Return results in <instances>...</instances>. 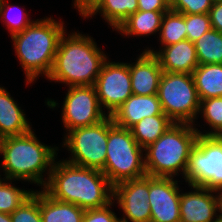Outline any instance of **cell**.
I'll list each match as a JSON object with an SVG mask.
<instances>
[{"label": "cell", "instance_id": "cell-1", "mask_svg": "<svg viewBox=\"0 0 222 222\" xmlns=\"http://www.w3.org/2000/svg\"><path fill=\"white\" fill-rule=\"evenodd\" d=\"M43 190L53 199L84 210L101 208L113 201V185L100 170L64 159L55 160Z\"/></svg>", "mask_w": 222, "mask_h": 222}, {"label": "cell", "instance_id": "cell-2", "mask_svg": "<svg viewBox=\"0 0 222 222\" xmlns=\"http://www.w3.org/2000/svg\"><path fill=\"white\" fill-rule=\"evenodd\" d=\"M34 131L0 139L1 168L5 179L34 183L43 189L60 149L41 143Z\"/></svg>", "mask_w": 222, "mask_h": 222}, {"label": "cell", "instance_id": "cell-3", "mask_svg": "<svg viewBox=\"0 0 222 222\" xmlns=\"http://www.w3.org/2000/svg\"><path fill=\"white\" fill-rule=\"evenodd\" d=\"M94 40L82 32L68 34L65 31L60 38L47 79L68 87L94 85L104 61L108 58Z\"/></svg>", "mask_w": 222, "mask_h": 222}, {"label": "cell", "instance_id": "cell-4", "mask_svg": "<svg viewBox=\"0 0 222 222\" xmlns=\"http://www.w3.org/2000/svg\"><path fill=\"white\" fill-rule=\"evenodd\" d=\"M64 24L52 16L35 19L22 32L11 36L14 52L26 75V85L50 74L60 38L67 31Z\"/></svg>", "mask_w": 222, "mask_h": 222}, {"label": "cell", "instance_id": "cell-5", "mask_svg": "<svg viewBox=\"0 0 222 222\" xmlns=\"http://www.w3.org/2000/svg\"><path fill=\"white\" fill-rule=\"evenodd\" d=\"M198 135L193 124L174 123L155 142L144 148L147 175L175 178L181 174L184 178Z\"/></svg>", "mask_w": 222, "mask_h": 222}, {"label": "cell", "instance_id": "cell-6", "mask_svg": "<svg viewBox=\"0 0 222 222\" xmlns=\"http://www.w3.org/2000/svg\"><path fill=\"white\" fill-rule=\"evenodd\" d=\"M143 152L144 148L134 139L131 130L114 124L108 116L107 155L101 172L113 186L147 175Z\"/></svg>", "mask_w": 222, "mask_h": 222}, {"label": "cell", "instance_id": "cell-7", "mask_svg": "<svg viewBox=\"0 0 222 222\" xmlns=\"http://www.w3.org/2000/svg\"><path fill=\"white\" fill-rule=\"evenodd\" d=\"M157 95L162 111L174 123L198 120L200 99L191 74L163 72Z\"/></svg>", "mask_w": 222, "mask_h": 222}, {"label": "cell", "instance_id": "cell-8", "mask_svg": "<svg viewBox=\"0 0 222 222\" xmlns=\"http://www.w3.org/2000/svg\"><path fill=\"white\" fill-rule=\"evenodd\" d=\"M184 180L187 185L222 190V136L198 135Z\"/></svg>", "mask_w": 222, "mask_h": 222}, {"label": "cell", "instance_id": "cell-9", "mask_svg": "<svg viewBox=\"0 0 222 222\" xmlns=\"http://www.w3.org/2000/svg\"><path fill=\"white\" fill-rule=\"evenodd\" d=\"M62 148L71 153L66 161L102 171L105 166L108 140V116L101 122L78 127L65 133Z\"/></svg>", "mask_w": 222, "mask_h": 222}, {"label": "cell", "instance_id": "cell-10", "mask_svg": "<svg viewBox=\"0 0 222 222\" xmlns=\"http://www.w3.org/2000/svg\"><path fill=\"white\" fill-rule=\"evenodd\" d=\"M105 112L93 85L70 86L63 101L61 120L68 132L101 122L108 116Z\"/></svg>", "mask_w": 222, "mask_h": 222}, {"label": "cell", "instance_id": "cell-11", "mask_svg": "<svg viewBox=\"0 0 222 222\" xmlns=\"http://www.w3.org/2000/svg\"><path fill=\"white\" fill-rule=\"evenodd\" d=\"M93 86L102 109L111 116L133 94L129 63L107 58Z\"/></svg>", "mask_w": 222, "mask_h": 222}, {"label": "cell", "instance_id": "cell-12", "mask_svg": "<svg viewBox=\"0 0 222 222\" xmlns=\"http://www.w3.org/2000/svg\"><path fill=\"white\" fill-rule=\"evenodd\" d=\"M149 175L113 186V201L123 212L121 222H150Z\"/></svg>", "mask_w": 222, "mask_h": 222}, {"label": "cell", "instance_id": "cell-13", "mask_svg": "<svg viewBox=\"0 0 222 222\" xmlns=\"http://www.w3.org/2000/svg\"><path fill=\"white\" fill-rule=\"evenodd\" d=\"M178 182L175 178L149 176L150 222H180Z\"/></svg>", "mask_w": 222, "mask_h": 222}, {"label": "cell", "instance_id": "cell-14", "mask_svg": "<svg viewBox=\"0 0 222 222\" xmlns=\"http://www.w3.org/2000/svg\"><path fill=\"white\" fill-rule=\"evenodd\" d=\"M189 187L193 189L191 192L181 190L180 222H215L221 216L219 193L204 187Z\"/></svg>", "mask_w": 222, "mask_h": 222}, {"label": "cell", "instance_id": "cell-15", "mask_svg": "<svg viewBox=\"0 0 222 222\" xmlns=\"http://www.w3.org/2000/svg\"><path fill=\"white\" fill-rule=\"evenodd\" d=\"M154 54L163 72L191 74L199 66L195 45L189 40H183L176 44L164 46L157 51L151 47L144 49Z\"/></svg>", "mask_w": 222, "mask_h": 222}, {"label": "cell", "instance_id": "cell-16", "mask_svg": "<svg viewBox=\"0 0 222 222\" xmlns=\"http://www.w3.org/2000/svg\"><path fill=\"white\" fill-rule=\"evenodd\" d=\"M137 56L136 62L129 63L132 93L145 96L158 94L163 74L158 58L146 50Z\"/></svg>", "mask_w": 222, "mask_h": 222}, {"label": "cell", "instance_id": "cell-17", "mask_svg": "<svg viewBox=\"0 0 222 222\" xmlns=\"http://www.w3.org/2000/svg\"><path fill=\"white\" fill-rule=\"evenodd\" d=\"M162 108L157 94L145 96L132 94L111 115L113 123L130 129L143 118L162 114Z\"/></svg>", "mask_w": 222, "mask_h": 222}, {"label": "cell", "instance_id": "cell-18", "mask_svg": "<svg viewBox=\"0 0 222 222\" xmlns=\"http://www.w3.org/2000/svg\"><path fill=\"white\" fill-rule=\"evenodd\" d=\"M1 86V85H0ZM17 101L10 93L0 87V139L9 136H19L32 130L30 121L26 118V113L18 106ZM29 121V122H28Z\"/></svg>", "mask_w": 222, "mask_h": 222}, {"label": "cell", "instance_id": "cell-19", "mask_svg": "<svg viewBox=\"0 0 222 222\" xmlns=\"http://www.w3.org/2000/svg\"><path fill=\"white\" fill-rule=\"evenodd\" d=\"M167 11H140L130 15L116 30L117 33L128 38L133 37H149L156 35L161 26L164 13Z\"/></svg>", "mask_w": 222, "mask_h": 222}, {"label": "cell", "instance_id": "cell-20", "mask_svg": "<svg viewBox=\"0 0 222 222\" xmlns=\"http://www.w3.org/2000/svg\"><path fill=\"white\" fill-rule=\"evenodd\" d=\"M42 222H82L85 210L71 203L61 202L40 190Z\"/></svg>", "mask_w": 222, "mask_h": 222}, {"label": "cell", "instance_id": "cell-21", "mask_svg": "<svg viewBox=\"0 0 222 222\" xmlns=\"http://www.w3.org/2000/svg\"><path fill=\"white\" fill-rule=\"evenodd\" d=\"M137 11V0H100L84 18L92 19L99 13L102 19L113 28L112 31H116L130 15Z\"/></svg>", "mask_w": 222, "mask_h": 222}, {"label": "cell", "instance_id": "cell-22", "mask_svg": "<svg viewBox=\"0 0 222 222\" xmlns=\"http://www.w3.org/2000/svg\"><path fill=\"white\" fill-rule=\"evenodd\" d=\"M200 100L222 97V64H202L192 73Z\"/></svg>", "mask_w": 222, "mask_h": 222}, {"label": "cell", "instance_id": "cell-23", "mask_svg": "<svg viewBox=\"0 0 222 222\" xmlns=\"http://www.w3.org/2000/svg\"><path fill=\"white\" fill-rule=\"evenodd\" d=\"M173 124L174 122L163 112L160 115L143 118L133 125L130 130L137 143L142 148H146L149 144L155 142Z\"/></svg>", "mask_w": 222, "mask_h": 222}, {"label": "cell", "instance_id": "cell-24", "mask_svg": "<svg viewBox=\"0 0 222 222\" xmlns=\"http://www.w3.org/2000/svg\"><path fill=\"white\" fill-rule=\"evenodd\" d=\"M161 47L176 44L187 39L186 32V14H182L169 9L164 13L159 37Z\"/></svg>", "mask_w": 222, "mask_h": 222}, {"label": "cell", "instance_id": "cell-25", "mask_svg": "<svg viewBox=\"0 0 222 222\" xmlns=\"http://www.w3.org/2000/svg\"><path fill=\"white\" fill-rule=\"evenodd\" d=\"M199 65L222 64V33L213 28L194 42Z\"/></svg>", "mask_w": 222, "mask_h": 222}, {"label": "cell", "instance_id": "cell-26", "mask_svg": "<svg viewBox=\"0 0 222 222\" xmlns=\"http://www.w3.org/2000/svg\"><path fill=\"white\" fill-rule=\"evenodd\" d=\"M199 115H202L206 124L209 125L211 131H200L196 125L194 128L199 135H219L222 136V97H211L204 100H200Z\"/></svg>", "mask_w": 222, "mask_h": 222}, {"label": "cell", "instance_id": "cell-27", "mask_svg": "<svg viewBox=\"0 0 222 222\" xmlns=\"http://www.w3.org/2000/svg\"><path fill=\"white\" fill-rule=\"evenodd\" d=\"M13 180L5 179L0 184V212L11 214L24 201H26L33 193V190H26L16 187ZM14 184V185H13Z\"/></svg>", "mask_w": 222, "mask_h": 222}, {"label": "cell", "instance_id": "cell-28", "mask_svg": "<svg viewBox=\"0 0 222 222\" xmlns=\"http://www.w3.org/2000/svg\"><path fill=\"white\" fill-rule=\"evenodd\" d=\"M7 3V0H0V18L2 19L0 20L4 22L3 24H5L7 30H9L8 32H10V35L13 36L27 28L34 19L32 20L28 16V13L24 12L25 10H18V6L12 4L9 5V3ZM12 10L15 13L12 14ZM15 10L18 12L17 15H15Z\"/></svg>", "mask_w": 222, "mask_h": 222}, {"label": "cell", "instance_id": "cell-29", "mask_svg": "<svg viewBox=\"0 0 222 222\" xmlns=\"http://www.w3.org/2000/svg\"><path fill=\"white\" fill-rule=\"evenodd\" d=\"M12 222H42L40 212V190L24 201L11 214Z\"/></svg>", "mask_w": 222, "mask_h": 222}, {"label": "cell", "instance_id": "cell-30", "mask_svg": "<svg viewBox=\"0 0 222 222\" xmlns=\"http://www.w3.org/2000/svg\"><path fill=\"white\" fill-rule=\"evenodd\" d=\"M212 29L209 14H186L187 40L194 43Z\"/></svg>", "mask_w": 222, "mask_h": 222}, {"label": "cell", "instance_id": "cell-31", "mask_svg": "<svg viewBox=\"0 0 222 222\" xmlns=\"http://www.w3.org/2000/svg\"><path fill=\"white\" fill-rule=\"evenodd\" d=\"M212 0H174L170 9L182 14H209Z\"/></svg>", "mask_w": 222, "mask_h": 222}, {"label": "cell", "instance_id": "cell-32", "mask_svg": "<svg viewBox=\"0 0 222 222\" xmlns=\"http://www.w3.org/2000/svg\"><path fill=\"white\" fill-rule=\"evenodd\" d=\"M115 202L112 201L107 206L95 209H87L82 218V222H121L116 213L112 211V206Z\"/></svg>", "mask_w": 222, "mask_h": 222}, {"label": "cell", "instance_id": "cell-33", "mask_svg": "<svg viewBox=\"0 0 222 222\" xmlns=\"http://www.w3.org/2000/svg\"><path fill=\"white\" fill-rule=\"evenodd\" d=\"M140 11H168L170 6L164 0H137Z\"/></svg>", "mask_w": 222, "mask_h": 222}, {"label": "cell", "instance_id": "cell-34", "mask_svg": "<svg viewBox=\"0 0 222 222\" xmlns=\"http://www.w3.org/2000/svg\"><path fill=\"white\" fill-rule=\"evenodd\" d=\"M209 16L212 28L222 33V1L213 3Z\"/></svg>", "mask_w": 222, "mask_h": 222}, {"label": "cell", "instance_id": "cell-35", "mask_svg": "<svg viewBox=\"0 0 222 222\" xmlns=\"http://www.w3.org/2000/svg\"><path fill=\"white\" fill-rule=\"evenodd\" d=\"M100 0H74L73 7L78 10L81 18L85 17L98 3Z\"/></svg>", "mask_w": 222, "mask_h": 222}, {"label": "cell", "instance_id": "cell-36", "mask_svg": "<svg viewBox=\"0 0 222 222\" xmlns=\"http://www.w3.org/2000/svg\"><path fill=\"white\" fill-rule=\"evenodd\" d=\"M0 222H12L10 214L0 212Z\"/></svg>", "mask_w": 222, "mask_h": 222}, {"label": "cell", "instance_id": "cell-37", "mask_svg": "<svg viewBox=\"0 0 222 222\" xmlns=\"http://www.w3.org/2000/svg\"><path fill=\"white\" fill-rule=\"evenodd\" d=\"M218 193H219V197H220V214L222 217V190H220Z\"/></svg>", "mask_w": 222, "mask_h": 222}, {"label": "cell", "instance_id": "cell-38", "mask_svg": "<svg viewBox=\"0 0 222 222\" xmlns=\"http://www.w3.org/2000/svg\"><path fill=\"white\" fill-rule=\"evenodd\" d=\"M164 1H165L169 6H171L174 0H164Z\"/></svg>", "mask_w": 222, "mask_h": 222}, {"label": "cell", "instance_id": "cell-39", "mask_svg": "<svg viewBox=\"0 0 222 222\" xmlns=\"http://www.w3.org/2000/svg\"><path fill=\"white\" fill-rule=\"evenodd\" d=\"M215 222H222V217L220 216Z\"/></svg>", "mask_w": 222, "mask_h": 222}, {"label": "cell", "instance_id": "cell-40", "mask_svg": "<svg viewBox=\"0 0 222 222\" xmlns=\"http://www.w3.org/2000/svg\"><path fill=\"white\" fill-rule=\"evenodd\" d=\"M5 180V178H1V175H0V184Z\"/></svg>", "mask_w": 222, "mask_h": 222}, {"label": "cell", "instance_id": "cell-41", "mask_svg": "<svg viewBox=\"0 0 222 222\" xmlns=\"http://www.w3.org/2000/svg\"><path fill=\"white\" fill-rule=\"evenodd\" d=\"M220 1H222V0H212L213 3H214V2H220Z\"/></svg>", "mask_w": 222, "mask_h": 222}]
</instances>
